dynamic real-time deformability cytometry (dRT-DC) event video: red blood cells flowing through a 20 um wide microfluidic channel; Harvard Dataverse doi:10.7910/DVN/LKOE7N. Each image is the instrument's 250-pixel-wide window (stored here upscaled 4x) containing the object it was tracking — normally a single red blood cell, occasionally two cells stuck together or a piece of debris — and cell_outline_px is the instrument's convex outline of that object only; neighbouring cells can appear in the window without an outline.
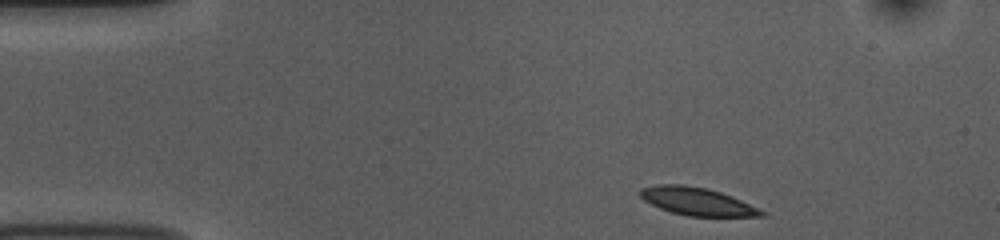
{"species": "common noctule bat (a hibernating species)", "species_latin": "Nyctalus noctula", "temperature_condition": "room temperature", "stored_images_in_passage": 46, "camera_frame_rate_fps": 3000, "um_per_image_px": 0.085, "animal": {"sex": "female", "body_mass_g": 10.0, "forearm_length_mm": 53.1}, "frame": {"image": 1, "passage_image": 1, "time_ms": 0.0, "image_size_px": [1000, 240], "cell_outline_px": [[768, 212], [764, 216], [688, 216], [672, 212], [660, 208], [644, 200], [636, 192], [640, 188], [656, 184], [680, 184], [708, 188], [720, 192], [740, 200]], "centroid_in_image_um": [59.22, 17.11], "position_along_channel_um": 25.8, "area_um2": 19.65}}
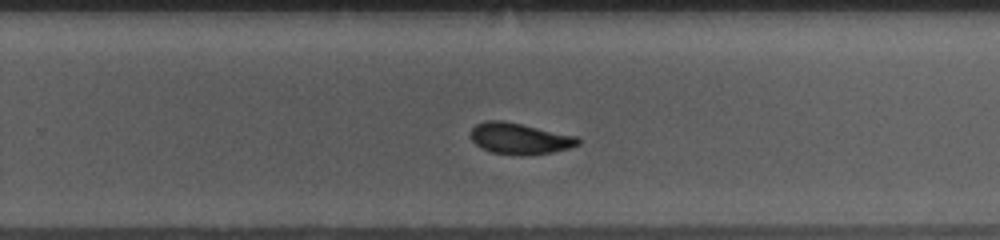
{"frame": {"image": 2, "passage_image": 27, "time_ms": 8.667, "image_size_px": [1000, 240], "cell_outline_px": [[580, 144], [568, 148], [552, 152], [524, 156], [520, 156], [492, 152], [480, 148], [472, 140], [472, 128], [476, 124], [484, 120], [504, 120], [576, 136], [580, 140]], "centroid_in_image_um": [44.16, 11.78], "position_along_channel_um": 285.6, "area_um2": 19.54}}
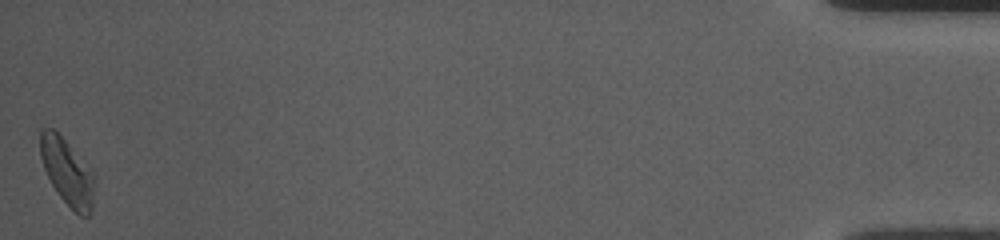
{"frame": {"image": 3, "passage_image": 46, "time_ms": 15.0, "image_size_px": [1000, 240], "cell_outline_px": [[92, 212], [88, 216], [80, 216], [60, 196], [52, 184], [44, 168], [40, 156], [40, 132], [44, 128], [52, 128], [68, 144], [92, 172]], "centroid_in_image_um": [5.67, 14.62], "position_along_channel_um": 429.5, "area_um2": 20.0}, "authors_computed_cell_mechanics": {"area_um2": 19.8832, "velocity_mm_per_s": 3.7529, "shape_relaxation_time_tau1_ms": 2.8271, "shape_relaxation_time_tau2_ms": 3.216, "deformation_change_tau1": 0.1402, "deformation_change_tau2": 0.0691}}